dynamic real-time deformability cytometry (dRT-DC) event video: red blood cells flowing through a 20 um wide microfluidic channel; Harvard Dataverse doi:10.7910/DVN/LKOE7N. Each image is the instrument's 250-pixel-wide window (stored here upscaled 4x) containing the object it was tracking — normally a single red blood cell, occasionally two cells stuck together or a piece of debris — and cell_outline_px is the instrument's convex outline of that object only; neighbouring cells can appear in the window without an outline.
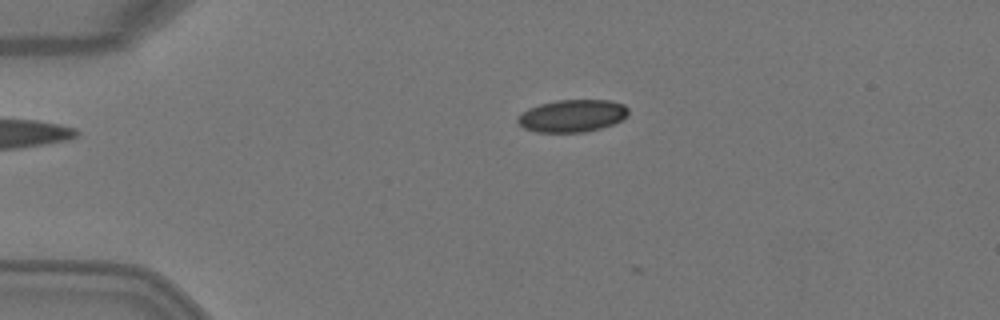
{"species": "Egyptian fruit bat (a non-hibernating species)", "species_latin": "Rousettus aegyptiacus", "temperature_condition": "warm", "stored_images_in_passage": 4, "camera_frame_rate_fps": 3000, "um_per_image_px": 0.085, "animal": {"sex": "female"}, "frame": {"image": 1, "passage_image": 3, "time_ms": 0.667, "image_size_px": [1000, 320], "cell_outline_px": [[628, 112], [620, 120], [612, 124], [600, 128], [584, 132], [536, 132], [524, 128], [516, 120], [516, 116], [528, 108], [540, 104], [556, 100], [608, 100], [624, 104], [628, 108]], "centroid_in_image_um": [48.59, 9.84], "position_along_channel_um": 36.4, "area_um2": 20.81}}